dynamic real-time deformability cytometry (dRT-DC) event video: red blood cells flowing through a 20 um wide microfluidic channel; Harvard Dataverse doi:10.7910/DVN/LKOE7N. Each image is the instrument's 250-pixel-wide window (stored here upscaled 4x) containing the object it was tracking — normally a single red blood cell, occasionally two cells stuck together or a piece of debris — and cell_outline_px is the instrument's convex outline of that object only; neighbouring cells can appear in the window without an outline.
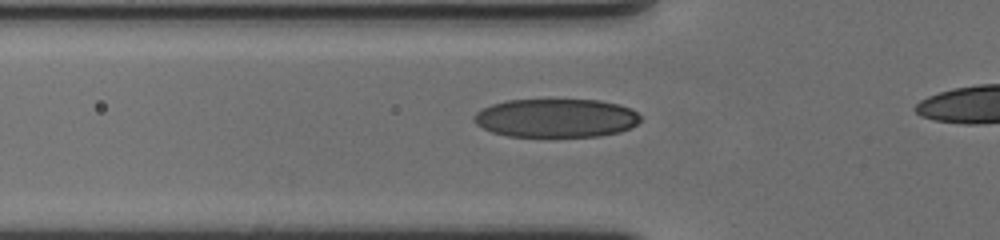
{"species": "human", "species_latin": "Homo sapiens", "temperature_condition": "cold", "stored_images_in_passage": 41, "camera_frame_rate_fps": 3000, "um_per_image_px": 0.085, "donor": {"sex": "female"}, "frame": {"image": 1, "passage_image": 13, "time_ms": 4.0, "image_size_px": [1000, 240], "cell_outline_px": [[640, 120], [636, 124], [620, 132], [600, 136], [508, 136], [492, 132], [476, 124], [472, 120], [472, 116], [476, 112], [492, 104], [508, 100], [600, 100], [620, 104], [636, 112], [640, 116]], "centroid_in_image_um": [47.25, 10.03], "position_along_channel_um": 78.6, "area_um2": 37.34}}
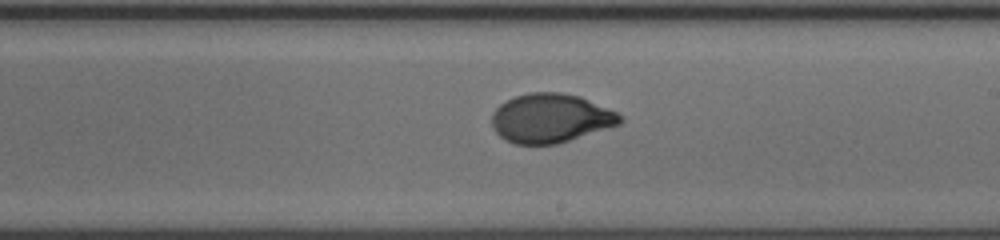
{"frame": {"image": 2, "passage_image": 27, "time_ms": 8.667, "image_size_px": [1000, 240], "cell_outline_px": [[624, 120], [620, 124], [556, 144], [512, 144], [504, 140], [492, 128], [492, 112], [500, 104], [516, 96], [528, 92], [560, 92], [580, 96], [616, 112], [624, 116]], "centroid_in_image_um": [46.78, 10.05], "position_along_channel_um": 242.2, "area_um2": 36.65}}
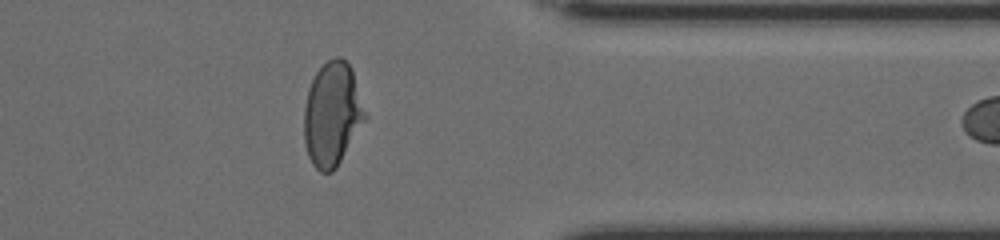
{"frame": {"image": 3, "passage_image": 40, "time_ms": 13.0, "image_size_px": [1000, 240], "cell_outline_px": [[368, 116], [336, 168], [332, 172], [320, 172], [312, 164], [308, 156], [304, 144], [304, 108], [308, 88], [316, 72], [328, 60], [336, 56], [340, 56], [352, 68]], "centroid_in_image_um": [28.24, 9.71], "position_along_channel_um": 383.2, "area_um2": 37.17}}